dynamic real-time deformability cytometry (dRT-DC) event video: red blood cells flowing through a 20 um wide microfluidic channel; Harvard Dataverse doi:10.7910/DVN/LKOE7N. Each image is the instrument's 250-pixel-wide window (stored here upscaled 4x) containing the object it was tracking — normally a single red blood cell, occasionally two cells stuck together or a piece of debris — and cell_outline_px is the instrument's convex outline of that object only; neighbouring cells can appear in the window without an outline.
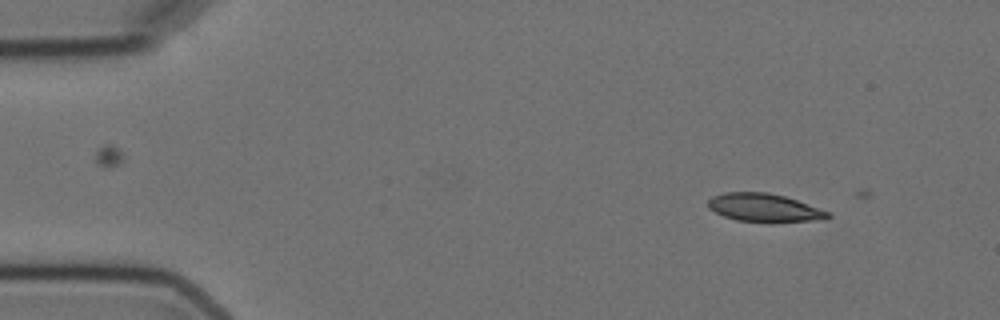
{"species": "Egyptian fruit bat (a non-hibernating species)", "species_latin": "Rousettus aegyptiacus", "temperature_condition": "cold", "stored_images_in_passage": 2, "camera_frame_rate_fps": 3000, "um_per_image_px": 0.085, "animal": {"sex": "female"}, "frame": {"image": 1, "passage_image": 1, "time_ms": 0.0, "image_size_px": [1000, 320], "cell_outline_px": [[832, 216], [824, 220], [772, 224], [768, 224], [736, 220], [724, 216], [708, 208], [708, 200], [712, 196], [724, 192], [768, 192], [784, 196], [832, 212]], "centroid_in_image_um": [65.03, 17.69], "position_along_channel_um": 20.0, "area_um2": 20.46}}